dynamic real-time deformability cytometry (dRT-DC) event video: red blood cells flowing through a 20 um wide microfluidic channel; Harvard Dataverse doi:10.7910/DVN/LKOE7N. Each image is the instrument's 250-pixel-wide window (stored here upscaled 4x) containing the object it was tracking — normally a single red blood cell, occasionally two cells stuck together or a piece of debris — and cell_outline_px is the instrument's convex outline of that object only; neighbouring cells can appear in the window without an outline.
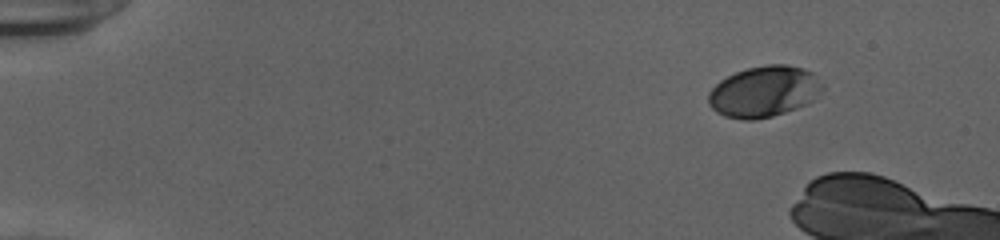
{"species": "human", "species_latin": "Homo sapiens", "temperature_condition": "cold", "stored_images_in_passage": 24, "camera_frame_rate_fps": 3000, "um_per_image_px": 0.085, "donor": {"sex": "female"}, "frame": {"image": 1, "passage_image": 1, "time_ms": 0.0, "image_size_px": [1000, 240], "cell_outline_px": [[824, 88], [808, 104], [772, 116], [756, 120], [744, 120], [724, 116], [716, 112], [708, 104], [708, 92], [720, 80], [736, 72], [748, 68], [768, 64], [788, 64], [804, 68], [812, 72], [824, 84]], "centroid_in_image_um": [64.95, 7.78], "position_along_channel_um": 20.1, "area_um2": 34.1}}
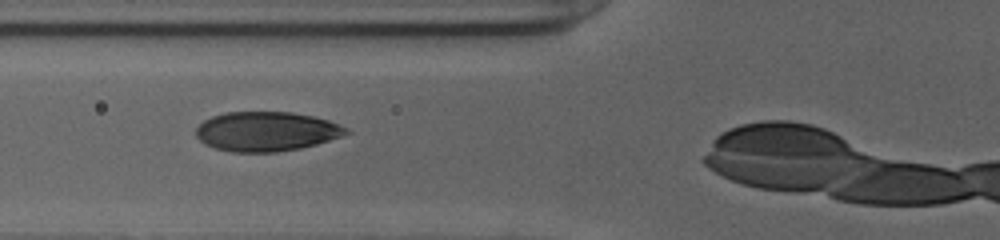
{"frame": {"image": 2, "passage_image": 17, "time_ms": 5.333, "image_size_px": [1000, 240], "cell_outline_px": [[352, 132], [316, 144], [300, 148], [276, 152], [232, 152], [216, 148], [204, 144], [196, 136], [196, 128], [204, 120], [212, 116], [224, 112], [292, 112], [312, 116], [328, 120], [348, 128]], "centroid_in_image_um": [22.62, 11.17], "position_along_channel_um": 103.2, "area_um2": 34.51}}
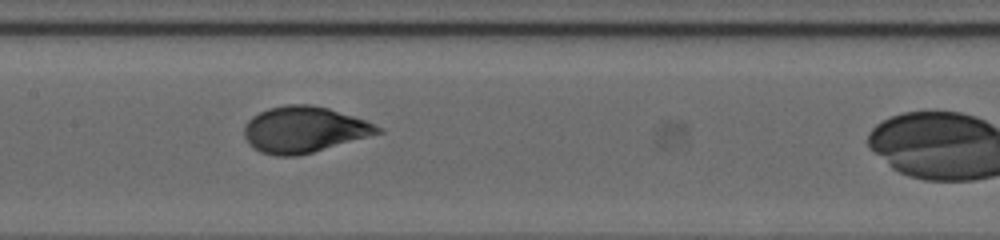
{"frame": {"image": 3, "passage_image": 23, "time_ms": 7.333, "image_size_px": [1000, 240], "cell_outline_px": [[384, 132], [312, 152], [296, 156], [276, 156], [260, 152], [252, 148], [248, 144], [244, 136], [244, 128], [248, 120], [252, 116], [268, 108], [284, 104], [312, 104], [328, 108], [364, 120], [384, 128]], "centroid_in_image_um": [25.81, 11.01], "position_along_channel_um": 181.6, "area_um2": 35.89}}